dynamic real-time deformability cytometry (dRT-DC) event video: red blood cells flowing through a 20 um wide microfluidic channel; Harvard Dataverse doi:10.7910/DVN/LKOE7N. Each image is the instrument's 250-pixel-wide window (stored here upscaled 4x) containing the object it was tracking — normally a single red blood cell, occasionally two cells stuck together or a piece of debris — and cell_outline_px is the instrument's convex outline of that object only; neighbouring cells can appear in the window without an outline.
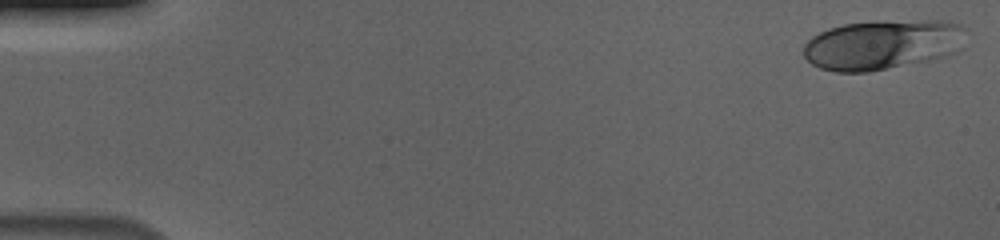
{"species": "human", "species_latin": "Homo sapiens", "temperature_condition": "cold", "stored_images_in_passage": 55, "camera_frame_rate_fps": 3000, "um_per_image_px": 0.085, "donor": {"sex": "male"}, "frame": {"image": 1, "passage_image": 1, "time_ms": 0.0, "image_size_px": [1000, 240], "cell_outline_px": [[968, 28], [964, 48], [948, 56], [868, 72], [836, 72], [820, 68], [812, 64], [804, 56], [804, 44], [812, 36], [828, 28], [844, 24], [876, 20], [944, 20], [960, 24]], "centroid_in_image_um": [75.09, 3.77], "position_along_channel_um": 9.9, "area_um2": 48.15}}
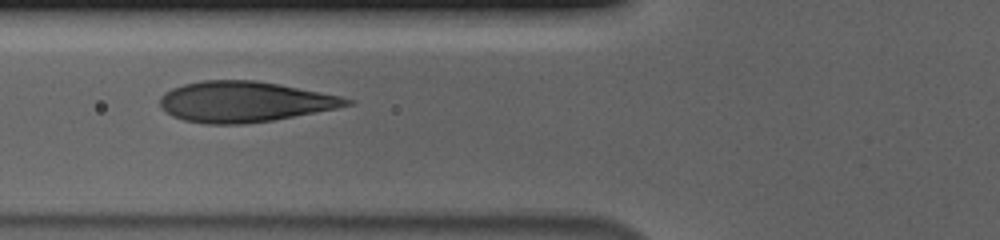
{"frame": {"image": 2, "passage_image": 21, "time_ms": 6.667, "image_size_px": [1000, 240], "cell_outline_px": [[356, 104], [316, 112], [272, 120], [244, 124], [204, 124], [184, 120], [172, 116], [160, 104], [160, 96], [164, 92], [172, 88], [184, 84], [204, 80], [256, 80], [280, 84], [340, 96], [356, 100]], "centroid_in_image_um": [20.8, 8.64], "position_along_channel_um": 105.0, "area_um2": 44.16}}
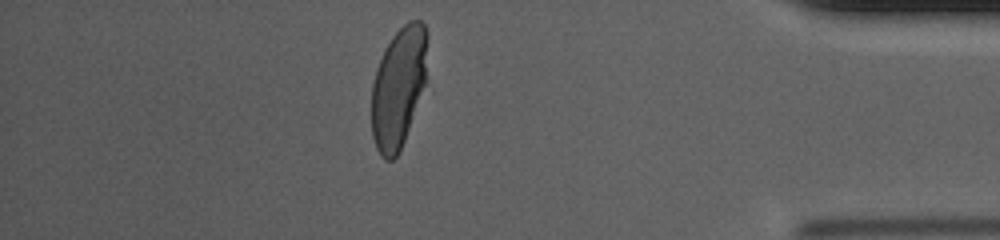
{"frame": {"image": 3, "passage_image": 48, "time_ms": 15.667, "image_size_px": [1000, 240], "cell_outline_px": [[428, 80], [400, 152], [392, 160], [384, 160], [380, 156], [376, 148], [372, 136], [372, 84], [376, 68], [384, 48], [392, 36], [408, 20], [420, 20], [424, 24], [428, 32]], "centroid_in_image_um": [33.92, 7.4], "position_along_channel_um": 401.3, "area_um2": 40.4}, "authors_computed_cell_mechanics": {"area_um2": 43.928, "velocity_mm_per_s": 3.6811, "shape_relaxation_time_tau1_ms": 5.5543, "shape_relaxation_time_tau2_ms": null, "deformation_change_tau1": 0.2227, "deformation_change_tau2": null}}